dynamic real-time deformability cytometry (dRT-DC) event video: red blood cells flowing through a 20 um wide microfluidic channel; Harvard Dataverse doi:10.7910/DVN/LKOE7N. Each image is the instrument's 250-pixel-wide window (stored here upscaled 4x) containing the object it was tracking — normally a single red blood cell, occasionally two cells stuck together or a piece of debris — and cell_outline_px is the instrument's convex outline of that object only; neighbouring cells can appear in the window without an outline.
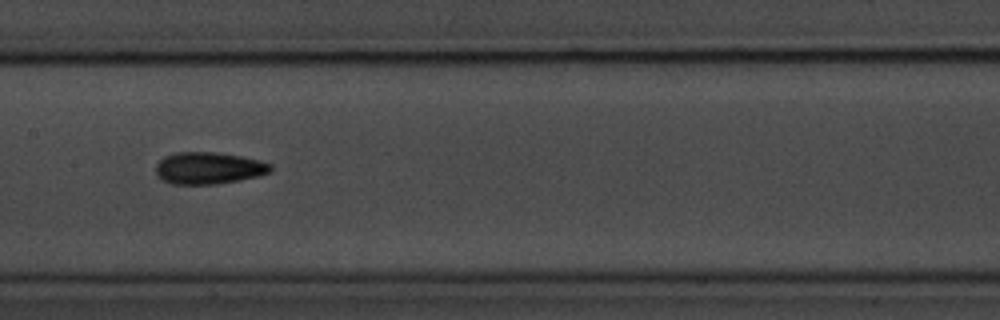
{"species": "common noctule bat (a hibernating species)", "species_latin": "Nyctalus noctula", "temperature_condition": "room temperature", "stored_images_in_passage": 40, "camera_frame_rate_fps": 3000, "um_per_image_px": 0.085, "animal": {"sex": "male", "body_mass_g": 20.1, "forearm_length_mm": 53.5}, "frame": {"image": 1, "passage_image": 12, "time_ms": 3.667, "image_size_px": [1000, 320], "cell_outline_px": [[272, 168], [268, 172], [260, 176], [216, 184], [172, 184], [164, 180], [156, 172], [156, 164], [164, 156], [176, 152], [216, 152], [240, 156], [260, 160], [272, 164]], "centroid_in_image_um": [17.74, 14.28], "position_along_channel_um": 189.7, "area_um2": 21.27}}
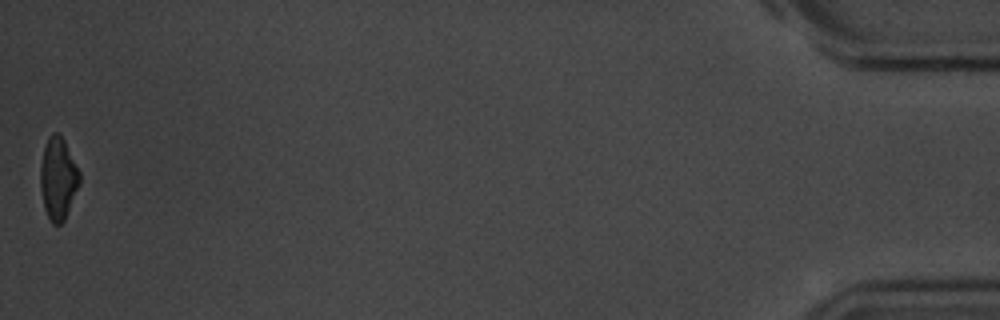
{"frame": {"image": 2, "passage_image": 40, "time_ms": 13.0, "image_size_px": [1000, 320], "cell_outline_px": [[80, 184], [64, 220], [60, 224], [52, 224], [44, 208], [40, 188], [40, 168], [44, 148], [48, 136], [52, 132], [56, 132], [64, 140], [80, 172]], "centroid_in_image_um": [4.93, 15.17], "position_along_channel_um": 430.3, "area_um2": 18.67}, "authors_computed_cell_mechanics": {"area_um2": 19.9121, "velocity_mm_per_s": 3.621, "shape_relaxation_time_tau1_ms": 2.9597, "shape_relaxation_time_tau2_ms": 4.3351, "deformation_change_tau1": 0.1352, "deformation_change_tau2": 0.1218}}